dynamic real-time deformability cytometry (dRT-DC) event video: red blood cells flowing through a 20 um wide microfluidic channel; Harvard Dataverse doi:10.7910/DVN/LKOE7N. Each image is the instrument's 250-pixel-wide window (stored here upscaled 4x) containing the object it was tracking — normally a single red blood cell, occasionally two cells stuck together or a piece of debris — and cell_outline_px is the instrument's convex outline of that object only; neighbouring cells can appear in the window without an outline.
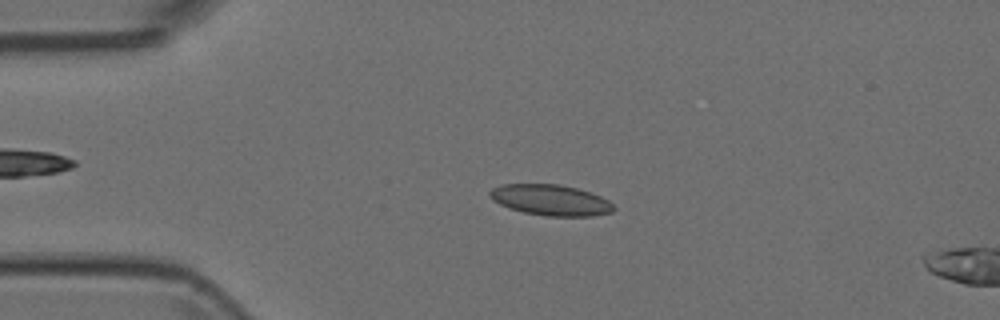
{"species": "Egyptian fruit bat (a non-hibernating species)", "species_latin": "Rousettus aegyptiacus", "temperature_condition": "room temperature", "stored_images_in_passage": 3, "segment_of_instrument_passage": [1, 2], "camera_frame_rate_fps": 3000, "um_per_image_px": 0.085, "animal": {"sex": "female"}, "frame": {"image": 1, "passage_image": 1, "time_ms": 0.0, "image_size_px": [1000, 320], "cell_outline_px": [[616, 208], [612, 212], [592, 216], [544, 216], [524, 212], [508, 208], [492, 200], [488, 196], [488, 192], [492, 188], [500, 184], [560, 184], [576, 188], [600, 196], [608, 200]], "centroid_in_image_um": [46.77, 17.0], "position_along_channel_um": 38.2, "area_um2": 22.37}}